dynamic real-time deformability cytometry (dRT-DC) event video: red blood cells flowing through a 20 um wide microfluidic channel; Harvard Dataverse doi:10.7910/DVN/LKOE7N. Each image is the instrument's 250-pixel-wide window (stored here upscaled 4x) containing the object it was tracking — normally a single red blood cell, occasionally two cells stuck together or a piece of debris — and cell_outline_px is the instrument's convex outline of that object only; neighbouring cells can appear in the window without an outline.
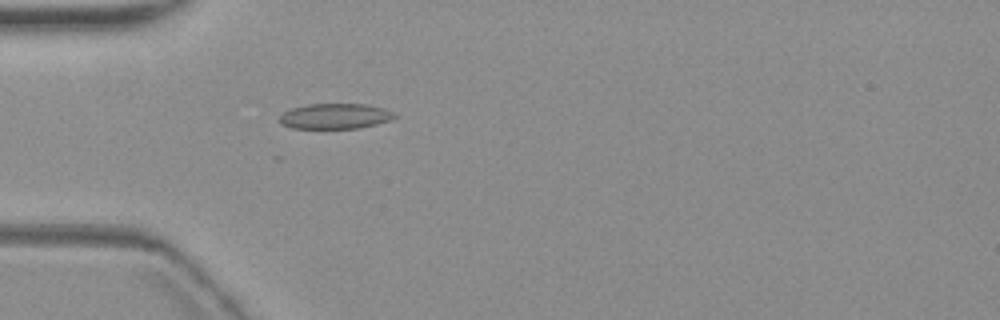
{"species": "common noctule bat (a hibernating species)", "species_latin": "Nyctalus noctula", "temperature_condition": "warm", "stored_images_in_passage": 2, "camera_frame_rate_fps": 3000, "um_per_image_px": 0.085, "animal": {"sex": "female", "body_mass_g": 19.3, "forearm_length_mm": 54.1}, "frame": {"image": 1, "passage_image": 2, "time_ms": 1.0, "image_size_px": [1000, 320], "cell_outline_px": [[396, 116], [392, 120], [360, 128], [292, 128], [280, 124], [280, 116], [284, 112], [292, 108], [308, 104], [364, 104], [384, 108], [392, 112]], "centroid_in_image_um": [28.48, 9.88], "position_along_channel_um": 56.5, "area_um2": 16.94}}